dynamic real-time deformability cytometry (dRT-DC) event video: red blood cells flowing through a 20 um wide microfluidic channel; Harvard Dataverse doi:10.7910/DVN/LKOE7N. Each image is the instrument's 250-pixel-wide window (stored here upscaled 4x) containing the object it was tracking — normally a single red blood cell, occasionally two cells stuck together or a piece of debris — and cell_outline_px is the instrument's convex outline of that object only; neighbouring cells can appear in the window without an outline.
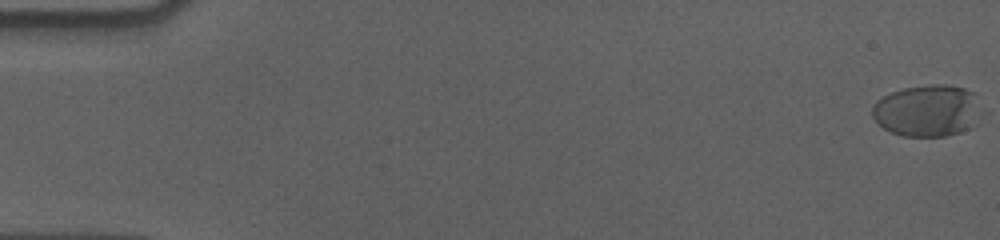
{"species": "human", "species_latin": "Homo sapiens", "temperature_condition": "cold", "stored_images_in_passage": 59, "camera_frame_rate_fps": 3000, "um_per_image_px": 0.085, "donor": {"sex": "male"}, "frame": {"image": 1, "passage_image": 1, "time_ms": 0.0, "image_size_px": [1000, 240], "cell_outline_px": [[976, 92], [968, 128], [960, 132], [944, 136], [904, 136], [892, 132], [884, 128], [872, 116], [872, 104], [876, 100], [892, 92], [904, 88], [928, 84], [948, 84], [964, 88]], "centroid_in_image_um": [78.67, 9.38], "position_along_channel_um": 6.3, "area_um2": 31.73}}
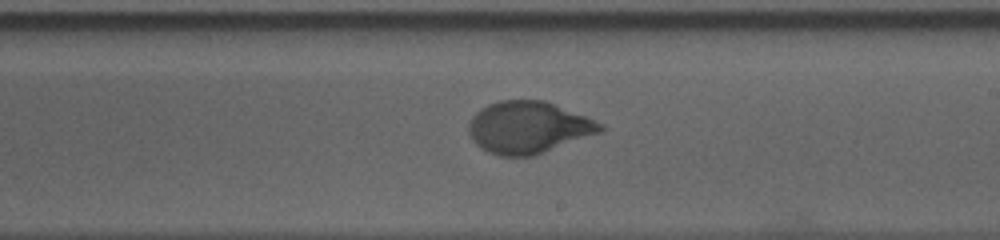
{"frame": {"image": 2, "passage_image": 35, "time_ms": 11.333, "image_size_px": [1000, 240], "cell_outline_px": [[608, 128], [600, 132], [536, 156], [500, 156], [488, 152], [480, 148], [472, 140], [468, 132], [468, 124], [472, 116], [476, 112], [488, 104], [500, 100], [544, 100], [604, 124]], "centroid_in_image_um": [44.89, 10.84], "position_along_channel_um": 244.1, "area_um2": 40.0}}
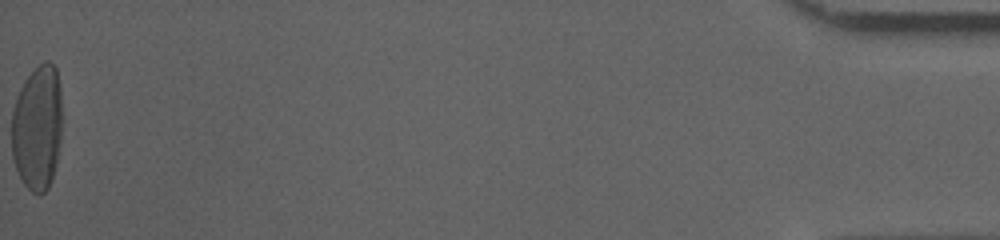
{"frame": {"image": 3, "passage_image": 59, "time_ms": 19.333, "image_size_px": [1000, 240], "cell_outline_px": [[64, 120], [56, 164], [52, 180], [48, 188], [40, 196], [36, 196], [24, 184], [16, 168], [12, 156], [12, 112], [20, 88], [24, 80], [44, 60], [48, 60], [56, 68], [60, 88]], "centroid_in_image_um": [3.21, 10.86], "position_along_channel_um": 432.0, "area_um2": 37.57}, "authors_computed_cell_mechanics": {"area_um2": 37.859, "velocity_mm_per_s": 3.573, "shape_relaxation_time_tau1_ms": 4.5353, "shape_relaxation_time_tau2_ms": null, "deformation_change_tau1": 0.1984, "deformation_change_tau2": null}}